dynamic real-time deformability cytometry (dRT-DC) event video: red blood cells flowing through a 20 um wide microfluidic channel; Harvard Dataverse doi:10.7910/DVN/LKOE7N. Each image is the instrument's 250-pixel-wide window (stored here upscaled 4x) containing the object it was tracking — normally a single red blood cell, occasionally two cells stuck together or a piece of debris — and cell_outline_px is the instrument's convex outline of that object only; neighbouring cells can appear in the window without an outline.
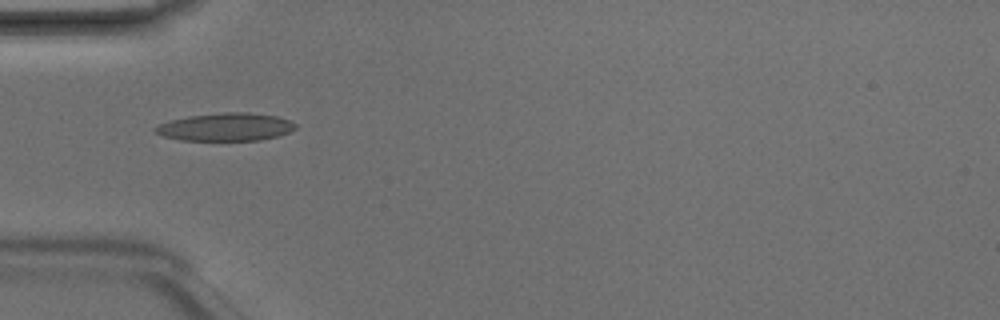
{"species": "Egyptian fruit bat (a non-hibernating species)", "species_latin": "Rousettus aegyptiacus", "temperature_condition": "room temperature", "stored_images_in_passage": 4, "camera_frame_rate_fps": 3000, "um_per_image_px": 0.085, "animal": {"sex": "male"}, "frame": {"image": 1, "passage_image": 3, "time_ms": 0.667, "image_size_px": [1000, 320], "cell_outline_px": [[296, 128], [288, 132], [276, 136], [260, 140], [180, 140], [164, 136], [156, 132], [152, 128], [160, 124], [172, 120], [188, 116], [224, 112], [248, 112], [276, 116], [288, 120], [296, 124]], "centroid_in_image_um": [19.18, 10.79], "position_along_channel_um": 65.8, "area_um2": 22.54}}